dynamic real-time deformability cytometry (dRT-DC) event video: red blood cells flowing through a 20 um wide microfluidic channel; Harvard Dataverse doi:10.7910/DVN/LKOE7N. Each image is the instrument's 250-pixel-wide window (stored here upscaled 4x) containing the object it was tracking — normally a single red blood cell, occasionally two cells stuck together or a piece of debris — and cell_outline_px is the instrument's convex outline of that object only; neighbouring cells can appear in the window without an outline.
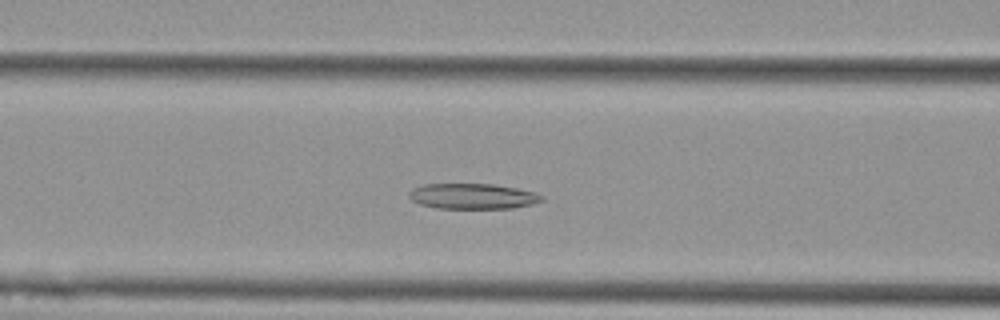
{"species": "Egyptian fruit bat (a non-hibernating species)", "species_latin": "Rousettus aegyptiacus", "temperature_condition": "cold", "stored_images_in_passage": 43, "camera_frame_rate_fps": 3000, "um_per_image_px": 0.085, "animal": {"sex": "female"}, "frame": {"image": 1, "passage_image": 10, "time_ms": 3.0, "image_size_px": [1000, 320], "cell_outline_px": [[544, 200], [532, 204], [512, 208], [436, 208], [420, 204], [412, 200], [408, 196], [408, 192], [412, 188], [424, 184], [492, 184], [516, 188], [536, 192], [544, 196]], "centroid_in_image_um": [40.18, 16.68], "position_along_channel_um": 126.4, "area_um2": 19.77}}
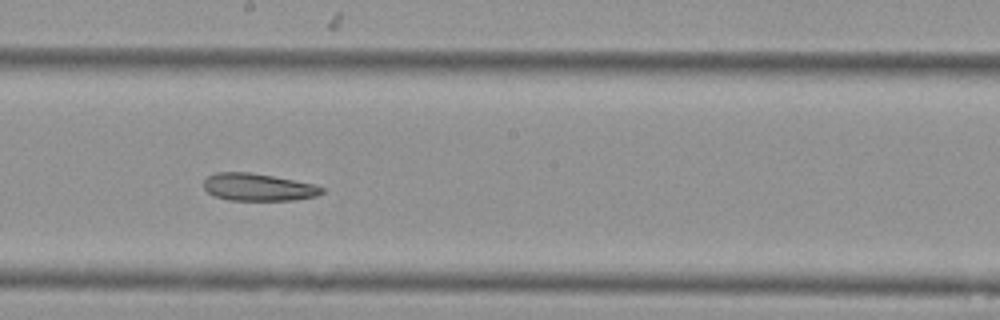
{"frame": {"image": 2, "passage_image": 18, "time_ms": 5.667, "image_size_px": [1000, 320], "cell_outline_px": [[324, 192], [316, 196], [292, 200], [228, 200], [216, 196], [208, 192], [204, 188], [204, 180], [208, 176], [216, 172], [248, 172], [272, 176], [312, 184], [324, 188]], "centroid_in_image_um": [21.92, 15.91], "position_along_channel_um": 226.3, "area_um2": 18.61}}
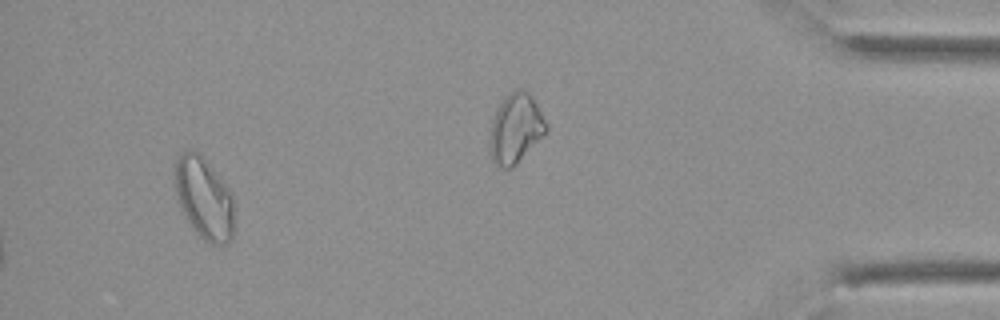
{"frame": {"image": 3, "passage_image": 39, "time_ms": 12.667, "image_size_px": [1000, 320], "cell_outline_px": [[232, 236], [228, 244], [208, 244], [196, 232], [188, 220], [180, 204], [176, 192], [172, 172], [176, 160], [184, 152], [200, 152], [228, 188], [232, 196]], "centroid_in_image_um": [17.32, 16.84], "position_along_channel_um": 417.9, "area_um2": 27.8}, "authors_computed_cell_mechanics": {"area_um2": 21.964, "velocity_mm_per_s": 3.7612, "shape_relaxation_time_tau1_ms": null, "shape_relaxation_time_tau2_ms": 6.9065, "deformation_change_tau1": null, "deformation_change_tau2": 0.1683}}